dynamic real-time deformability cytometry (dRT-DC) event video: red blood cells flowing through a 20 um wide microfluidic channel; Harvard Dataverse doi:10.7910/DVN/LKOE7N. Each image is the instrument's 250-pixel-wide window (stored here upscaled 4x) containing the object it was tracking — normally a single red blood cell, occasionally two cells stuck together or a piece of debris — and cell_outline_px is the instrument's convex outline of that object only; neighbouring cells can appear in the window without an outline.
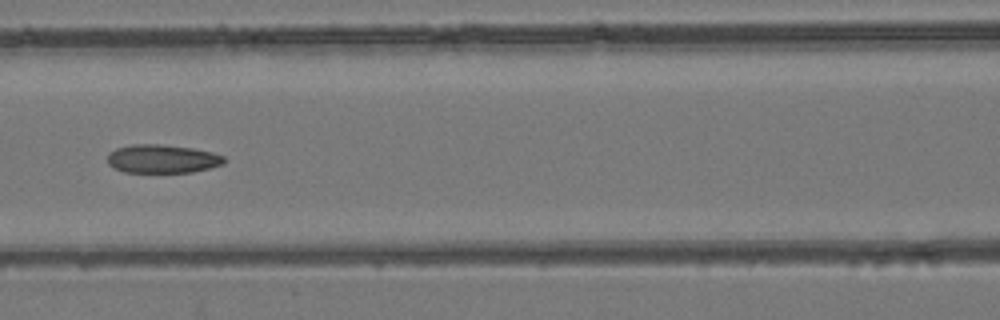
{"species": "common noctule bat (a hibernating species)", "species_latin": "Nyctalus noctula", "temperature_condition": "room temperature", "stored_images_in_passage": 20, "camera_frame_rate_fps": 3000, "um_per_image_px": 0.085, "animal": {"sex": "female", "body_mass_g": 24.6, "forearm_length_mm": 56.2}, "frame": {"image": 1, "passage_image": 12, "time_ms": 3.667, "image_size_px": [1000, 320], "cell_outline_px": [[228, 160], [224, 164], [192, 172], [124, 172], [108, 164], [108, 152], [116, 148], [132, 144], [160, 144], [192, 148], [212, 152], [224, 156]], "centroid_in_image_um": [13.81, 13.49], "position_along_channel_um": 152.8, "area_um2": 19.42}}
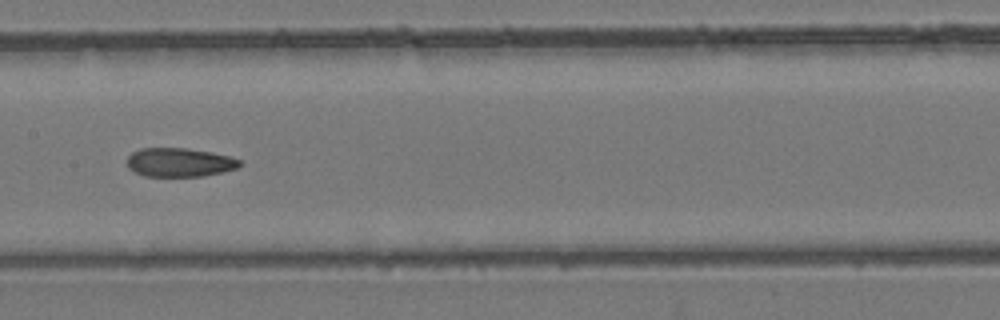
{"frame": {"image": 2, "passage_image": 15, "time_ms": 4.667, "image_size_px": [1000, 320], "cell_outline_px": [[244, 164], [240, 168], [204, 176], [144, 176], [128, 168], [128, 156], [132, 152], [140, 148], [184, 148], [212, 152], [228, 156], [240, 160]], "centroid_in_image_um": [15.29, 13.8], "position_along_channel_um": 192.1, "area_um2": 19.02}}